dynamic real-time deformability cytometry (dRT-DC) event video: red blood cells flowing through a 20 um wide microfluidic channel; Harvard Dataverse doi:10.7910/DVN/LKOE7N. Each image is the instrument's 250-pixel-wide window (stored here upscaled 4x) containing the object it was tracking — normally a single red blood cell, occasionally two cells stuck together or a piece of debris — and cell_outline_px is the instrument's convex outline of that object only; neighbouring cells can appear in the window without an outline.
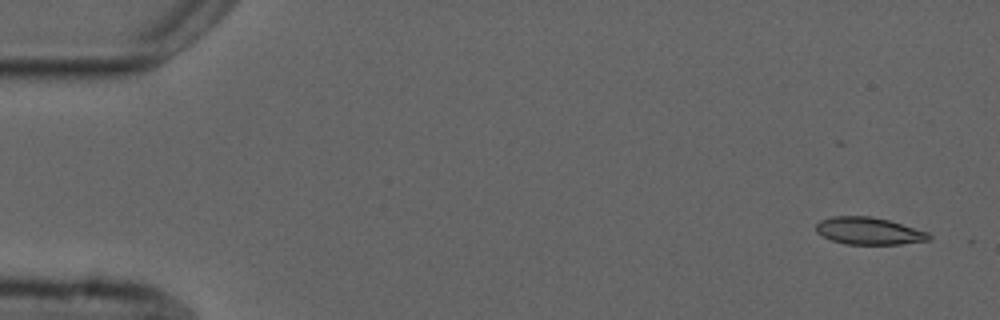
{"species": "common noctule bat (a hibernating species)", "species_latin": "Nyctalus noctula", "temperature_condition": "cold", "stored_images_in_passage": 4, "camera_frame_rate_fps": 3000, "um_per_image_px": 0.085, "animal": {"sex": "male", "forearm_length_mm": 52.5}, "frame": {"image": 1, "passage_image": 1, "time_ms": 0.0, "image_size_px": [1000, 320], "cell_outline_px": [[932, 240], [900, 244], [844, 244], [832, 240], [816, 232], [816, 224], [820, 220], [832, 216], [868, 216], [888, 220], [928, 232], [932, 236]], "centroid_in_image_um": [73.86, 19.63], "position_along_channel_um": 11.1, "area_um2": 17.86}}